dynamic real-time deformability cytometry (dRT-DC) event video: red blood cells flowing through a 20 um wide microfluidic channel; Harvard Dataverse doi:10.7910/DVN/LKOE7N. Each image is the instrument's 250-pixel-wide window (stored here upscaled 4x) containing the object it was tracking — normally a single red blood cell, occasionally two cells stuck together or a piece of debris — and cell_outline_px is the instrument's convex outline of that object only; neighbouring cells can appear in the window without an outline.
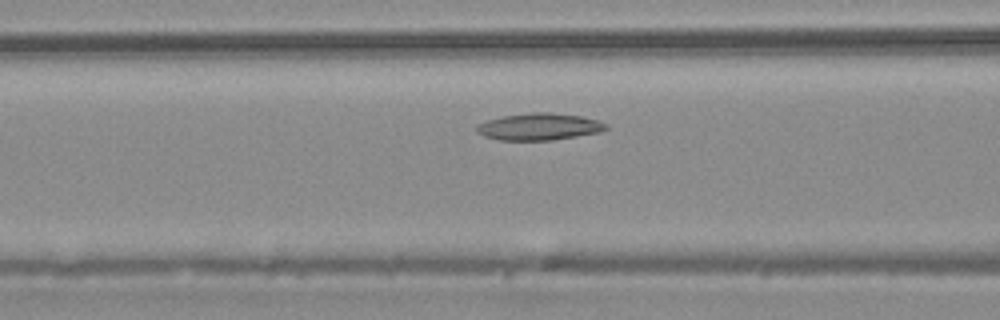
{"species": "common noctule bat (a hibernating species)", "species_latin": "Nyctalus noctula", "temperature_condition": "warm", "stored_images_in_passage": 39, "camera_frame_rate_fps": 3000, "um_per_image_px": 0.085, "animal": {"sex": "male", "body_mass_g": 20.4}, "frame": {"image": 1, "passage_image": 12, "time_ms": 3.667, "image_size_px": [1000, 320], "cell_outline_px": [[608, 128], [600, 132], [552, 140], [500, 140], [484, 136], [476, 132], [476, 124], [500, 116], [532, 112], [548, 112], [580, 116], [600, 120], [608, 124]], "centroid_in_image_um": [45.82, 10.76], "position_along_channel_um": 120.8, "area_um2": 20.4}}
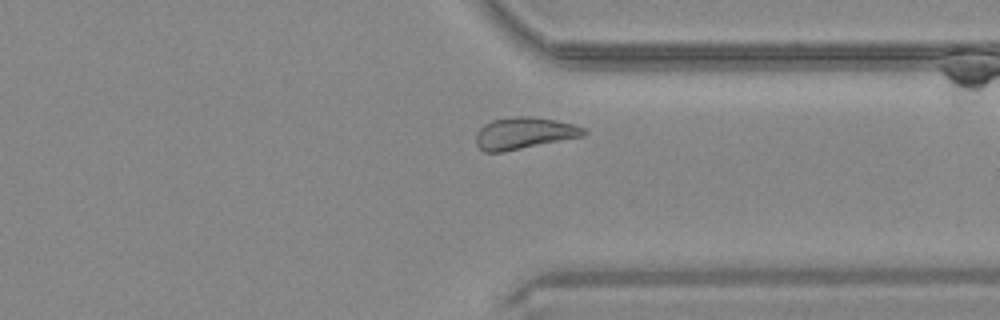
{"frame": {"image": 2, "passage_image": 29, "time_ms": 9.333, "image_size_px": [1000, 320], "cell_outline_px": [[588, 132], [584, 136], [500, 152], [484, 152], [476, 144], [476, 136], [480, 128], [484, 124], [492, 120], [512, 116], [528, 116], [556, 120], [572, 124], [584, 128]], "centroid_in_image_um": [44.54, 11.31], "position_along_channel_um": 366.9, "area_um2": 19.77}}
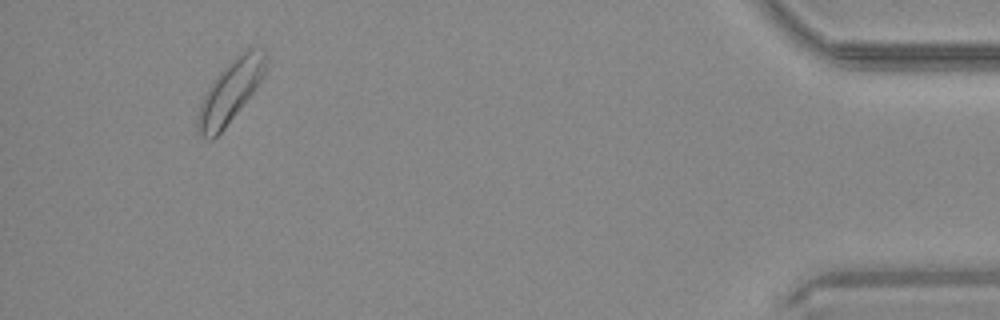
{"frame": {"image": 3, "passage_image": 37, "time_ms": 12.0, "image_size_px": [1000, 320], "cell_outline_px": [[268, 64], [260, 80], [252, 92], [224, 128], [212, 140], [208, 140], [200, 136], [196, 132], [196, 116], [200, 104], [208, 88], [216, 76], [240, 52], [248, 48], [264, 48], [268, 56]], "centroid_in_image_um": [19.56, 7.77], "position_along_channel_um": 415.6, "area_um2": 24.39}}